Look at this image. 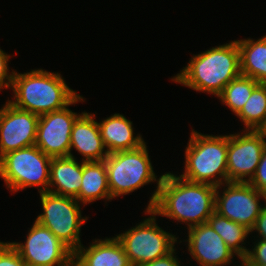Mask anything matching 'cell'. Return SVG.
Segmentation results:
<instances>
[{
  "label": "cell",
  "instance_id": "7c38bea8",
  "mask_svg": "<svg viewBox=\"0 0 266 266\" xmlns=\"http://www.w3.org/2000/svg\"><path fill=\"white\" fill-rule=\"evenodd\" d=\"M242 131L228 135V182L248 183L256 172L266 146V138L259 131Z\"/></svg>",
  "mask_w": 266,
  "mask_h": 266
},
{
  "label": "cell",
  "instance_id": "603a6c76",
  "mask_svg": "<svg viewBox=\"0 0 266 266\" xmlns=\"http://www.w3.org/2000/svg\"><path fill=\"white\" fill-rule=\"evenodd\" d=\"M259 84L251 77L243 75L231 80L223 91L217 96L222 104L230 108L235 116L242 110L244 104L248 101L253 89Z\"/></svg>",
  "mask_w": 266,
  "mask_h": 266
},
{
  "label": "cell",
  "instance_id": "ba28073f",
  "mask_svg": "<svg viewBox=\"0 0 266 266\" xmlns=\"http://www.w3.org/2000/svg\"><path fill=\"white\" fill-rule=\"evenodd\" d=\"M40 194L43 210L36 221L47 227L73 253L82 245L80 231L89 217H82L80 202L73 197L50 192Z\"/></svg>",
  "mask_w": 266,
  "mask_h": 266
},
{
  "label": "cell",
  "instance_id": "277c9868",
  "mask_svg": "<svg viewBox=\"0 0 266 266\" xmlns=\"http://www.w3.org/2000/svg\"><path fill=\"white\" fill-rule=\"evenodd\" d=\"M185 148L183 179L221 186L228 182V135H203L192 129Z\"/></svg>",
  "mask_w": 266,
  "mask_h": 266
},
{
  "label": "cell",
  "instance_id": "30bf717a",
  "mask_svg": "<svg viewBox=\"0 0 266 266\" xmlns=\"http://www.w3.org/2000/svg\"><path fill=\"white\" fill-rule=\"evenodd\" d=\"M10 244L27 266H66L73 259V252L36 220L24 243L14 241Z\"/></svg>",
  "mask_w": 266,
  "mask_h": 266
},
{
  "label": "cell",
  "instance_id": "484cf974",
  "mask_svg": "<svg viewBox=\"0 0 266 266\" xmlns=\"http://www.w3.org/2000/svg\"><path fill=\"white\" fill-rule=\"evenodd\" d=\"M248 183L266 195V146L263 149L256 172Z\"/></svg>",
  "mask_w": 266,
  "mask_h": 266
},
{
  "label": "cell",
  "instance_id": "d4e9b609",
  "mask_svg": "<svg viewBox=\"0 0 266 266\" xmlns=\"http://www.w3.org/2000/svg\"><path fill=\"white\" fill-rule=\"evenodd\" d=\"M0 266H27L9 242L0 241Z\"/></svg>",
  "mask_w": 266,
  "mask_h": 266
},
{
  "label": "cell",
  "instance_id": "ac0fdd59",
  "mask_svg": "<svg viewBox=\"0 0 266 266\" xmlns=\"http://www.w3.org/2000/svg\"><path fill=\"white\" fill-rule=\"evenodd\" d=\"M76 159L74 156L51 158L48 192L73 198L78 196L82 181V160L78 163Z\"/></svg>",
  "mask_w": 266,
  "mask_h": 266
},
{
  "label": "cell",
  "instance_id": "d6986e66",
  "mask_svg": "<svg viewBox=\"0 0 266 266\" xmlns=\"http://www.w3.org/2000/svg\"><path fill=\"white\" fill-rule=\"evenodd\" d=\"M76 199L84 206L99 199L112 200L105 161H82L81 188Z\"/></svg>",
  "mask_w": 266,
  "mask_h": 266
},
{
  "label": "cell",
  "instance_id": "9a60e30c",
  "mask_svg": "<svg viewBox=\"0 0 266 266\" xmlns=\"http://www.w3.org/2000/svg\"><path fill=\"white\" fill-rule=\"evenodd\" d=\"M75 148L81 156L82 161H104L109 154L101 137L95 114L82 112L73 124L70 141V157Z\"/></svg>",
  "mask_w": 266,
  "mask_h": 266
},
{
  "label": "cell",
  "instance_id": "4dcf8cb0",
  "mask_svg": "<svg viewBox=\"0 0 266 266\" xmlns=\"http://www.w3.org/2000/svg\"><path fill=\"white\" fill-rule=\"evenodd\" d=\"M66 266H79V265L74 259H72Z\"/></svg>",
  "mask_w": 266,
  "mask_h": 266
},
{
  "label": "cell",
  "instance_id": "4fadbf2b",
  "mask_svg": "<svg viewBox=\"0 0 266 266\" xmlns=\"http://www.w3.org/2000/svg\"><path fill=\"white\" fill-rule=\"evenodd\" d=\"M39 116L6 103L0 109V158L35 145Z\"/></svg>",
  "mask_w": 266,
  "mask_h": 266
},
{
  "label": "cell",
  "instance_id": "e0dca14e",
  "mask_svg": "<svg viewBox=\"0 0 266 266\" xmlns=\"http://www.w3.org/2000/svg\"><path fill=\"white\" fill-rule=\"evenodd\" d=\"M133 123L123 114L115 113L98 122L103 143L109 154L133 150L145 143L142 136H134Z\"/></svg>",
  "mask_w": 266,
  "mask_h": 266
},
{
  "label": "cell",
  "instance_id": "f1b7e54d",
  "mask_svg": "<svg viewBox=\"0 0 266 266\" xmlns=\"http://www.w3.org/2000/svg\"><path fill=\"white\" fill-rule=\"evenodd\" d=\"M250 232H258L260 237L257 235V238L266 240V205L261 210Z\"/></svg>",
  "mask_w": 266,
  "mask_h": 266
},
{
  "label": "cell",
  "instance_id": "3957f363",
  "mask_svg": "<svg viewBox=\"0 0 266 266\" xmlns=\"http://www.w3.org/2000/svg\"><path fill=\"white\" fill-rule=\"evenodd\" d=\"M60 75L41 68L23 74L14 70L11 89L15 96L8 102L38 116L65 108L79 94Z\"/></svg>",
  "mask_w": 266,
  "mask_h": 266
},
{
  "label": "cell",
  "instance_id": "f546056e",
  "mask_svg": "<svg viewBox=\"0 0 266 266\" xmlns=\"http://www.w3.org/2000/svg\"><path fill=\"white\" fill-rule=\"evenodd\" d=\"M258 131L266 138V120Z\"/></svg>",
  "mask_w": 266,
  "mask_h": 266
},
{
  "label": "cell",
  "instance_id": "7402d4cb",
  "mask_svg": "<svg viewBox=\"0 0 266 266\" xmlns=\"http://www.w3.org/2000/svg\"><path fill=\"white\" fill-rule=\"evenodd\" d=\"M246 129L258 131L266 120V83H259L242 110L236 115Z\"/></svg>",
  "mask_w": 266,
  "mask_h": 266
},
{
  "label": "cell",
  "instance_id": "4316f807",
  "mask_svg": "<svg viewBox=\"0 0 266 266\" xmlns=\"http://www.w3.org/2000/svg\"><path fill=\"white\" fill-rule=\"evenodd\" d=\"M10 57V55L0 49V91L4 88H12L14 69L11 73L9 72L8 62Z\"/></svg>",
  "mask_w": 266,
  "mask_h": 266
},
{
  "label": "cell",
  "instance_id": "5bb4252c",
  "mask_svg": "<svg viewBox=\"0 0 266 266\" xmlns=\"http://www.w3.org/2000/svg\"><path fill=\"white\" fill-rule=\"evenodd\" d=\"M187 232V250L199 266H226L236 256L208 223L193 226Z\"/></svg>",
  "mask_w": 266,
  "mask_h": 266
},
{
  "label": "cell",
  "instance_id": "9c48e42d",
  "mask_svg": "<svg viewBox=\"0 0 266 266\" xmlns=\"http://www.w3.org/2000/svg\"><path fill=\"white\" fill-rule=\"evenodd\" d=\"M223 185L216 187L215 212L251 231L266 205V195L247 182H227ZM222 187V191L218 190ZM261 198L265 204L260 203Z\"/></svg>",
  "mask_w": 266,
  "mask_h": 266
},
{
  "label": "cell",
  "instance_id": "2e32d148",
  "mask_svg": "<svg viewBox=\"0 0 266 266\" xmlns=\"http://www.w3.org/2000/svg\"><path fill=\"white\" fill-rule=\"evenodd\" d=\"M88 247L81 245L73 259L79 266H132L121 242L112 238L94 239Z\"/></svg>",
  "mask_w": 266,
  "mask_h": 266
},
{
  "label": "cell",
  "instance_id": "7a4b0ae2",
  "mask_svg": "<svg viewBox=\"0 0 266 266\" xmlns=\"http://www.w3.org/2000/svg\"><path fill=\"white\" fill-rule=\"evenodd\" d=\"M183 68L172 77L173 82L217 97L231 80L241 75L237 40L193 55Z\"/></svg>",
  "mask_w": 266,
  "mask_h": 266
},
{
  "label": "cell",
  "instance_id": "ffe728a7",
  "mask_svg": "<svg viewBox=\"0 0 266 266\" xmlns=\"http://www.w3.org/2000/svg\"><path fill=\"white\" fill-rule=\"evenodd\" d=\"M237 40L241 75L266 83V35L262 38Z\"/></svg>",
  "mask_w": 266,
  "mask_h": 266
},
{
  "label": "cell",
  "instance_id": "5b68a950",
  "mask_svg": "<svg viewBox=\"0 0 266 266\" xmlns=\"http://www.w3.org/2000/svg\"><path fill=\"white\" fill-rule=\"evenodd\" d=\"M104 161L111 199L130 194L144 185L157 181L156 189L146 208L151 210L156 202L163 174L157 179L146 142L133 150L108 154Z\"/></svg>",
  "mask_w": 266,
  "mask_h": 266
},
{
  "label": "cell",
  "instance_id": "52a82bcc",
  "mask_svg": "<svg viewBox=\"0 0 266 266\" xmlns=\"http://www.w3.org/2000/svg\"><path fill=\"white\" fill-rule=\"evenodd\" d=\"M150 216L127 231L116 235L121 242L132 266L154 261L170 253L178 241V237L164 231L157 225L156 214L152 210H144Z\"/></svg>",
  "mask_w": 266,
  "mask_h": 266
},
{
  "label": "cell",
  "instance_id": "1f68e13d",
  "mask_svg": "<svg viewBox=\"0 0 266 266\" xmlns=\"http://www.w3.org/2000/svg\"><path fill=\"white\" fill-rule=\"evenodd\" d=\"M241 265H238V266H248L243 260H241Z\"/></svg>",
  "mask_w": 266,
  "mask_h": 266
},
{
  "label": "cell",
  "instance_id": "83f0119b",
  "mask_svg": "<svg viewBox=\"0 0 266 266\" xmlns=\"http://www.w3.org/2000/svg\"><path fill=\"white\" fill-rule=\"evenodd\" d=\"M176 249L174 248L170 253L167 255L155 259L154 261L142 264L140 266H181V262L178 260L176 256Z\"/></svg>",
  "mask_w": 266,
  "mask_h": 266
},
{
  "label": "cell",
  "instance_id": "6da1fadb",
  "mask_svg": "<svg viewBox=\"0 0 266 266\" xmlns=\"http://www.w3.org/2000/svg\"><path fill=\"white\" fill-rule=\"evenodd\" d=\"M216 186L191 182L166 172L159 185L156 202L151 209L187 225V229L203 223L215 212Z\"/></svg>",
  "mask_w": 266,
  "mask_h": 266
},
{
  "label": "cell",
  "instance_id": "8fae6325",
  "mask_svg": "<svg viewBox=\"0 0 266 266\" xmlns=\"http://www.w3.org/2000/svg\"><path fill=\"white\" fill-rule=\"evenodd\" d=\"M85 99L78 95L68 106L39 116L35 145L51 158L70 156L72 127L81 115L68 107Z\"/></svg>",
  "mask_w": 266,
  "mask_h": 266
},
{
  "label": "cell",
  "instance_id": "cb8c5ba5",
  "mask_svg": "<svg viewBox=\"0 0 266 266\" xmlns=\"http://www.w3.org/2000/svg\"><path fill=\"white\" fill-rule=\"evenodd\" d=\"M254 247L248 248V252L243 261L248 266H266V240L255 239Z\"/></svg>",
  "mask_w": 266,
  "mask_h": 266
},
{
  "label": "cell",
  "instance_id": "44dd1931",
  "mask_svg": "<svg viewBox=\"0 0 266 266\" xmlns=\"http://www.w3.org/2000/svg\"><path fill=\"white\" fill-rule=\"evenodd\" d=\"M207 223L221 236L226 245L240 260L246 257L248 249L243 245H245L246 237L251 234L248 228L216 212L208 218Z\"/></svg>",
  "mask_w": 266,
  "mask_h": 266
},
{
  "label": "cell",
  "instance_id": "8992f818",
  "mask_svg": "<svg viewBox=\"0 0 266 266\" xmlns=\"http://www.w3.org/2000/svg\"><path fill=\"white\" fill-rule=\"evenodd\" d=\"M51 157L36 145L6 153L0 158V178L10 191L18 192L39 187L38 192H48Z\"/></svg>",
  "mask_w": 266,
  "mask_h": 266
}]
</instances>
